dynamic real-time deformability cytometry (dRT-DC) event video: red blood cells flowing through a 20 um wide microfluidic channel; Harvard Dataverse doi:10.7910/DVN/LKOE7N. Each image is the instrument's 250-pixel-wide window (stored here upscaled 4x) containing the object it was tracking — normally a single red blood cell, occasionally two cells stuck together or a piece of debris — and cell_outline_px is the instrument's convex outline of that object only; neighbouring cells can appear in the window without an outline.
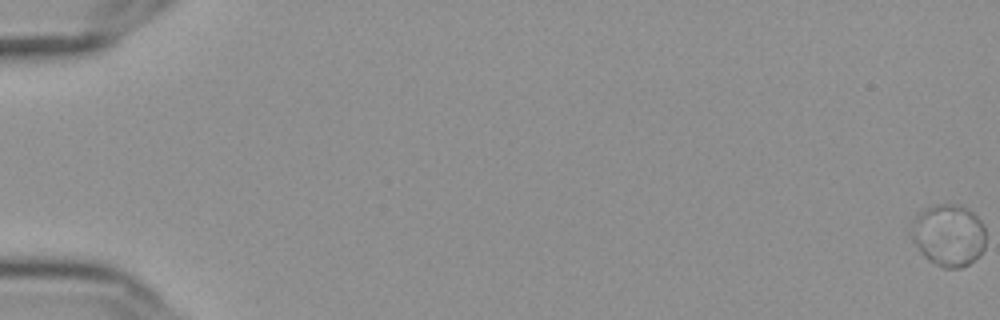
{"species": "Egyptian fruit bat (a non-hibernating species)", "species_latin": "Rousettus aegyptiacus", "temperature_condition": "cold", "stored_images_in_passage": 59, "camera_frame_rate_fps": 3000, "um_per_image_px": 0.085, "frame": {"image": 1, "passage_image": 1, "time_ms": 0.0, "image_size_px": [1000, 320], "cell_outline_px": [[984, 248], [980, 256], [968, 264], [960, 268], [944, 268], [928, 260], [920, 252], [912, 240], [912, 232], [916, 220], [920, 212], [924, 208], [936, 204], [948, 204], [968, 208], [980, 220], [984, 228]], "centroid_in_image_um": [80.65, 20.01], "position_along_channel_um": 4.4, "area_um2": 26.53}}
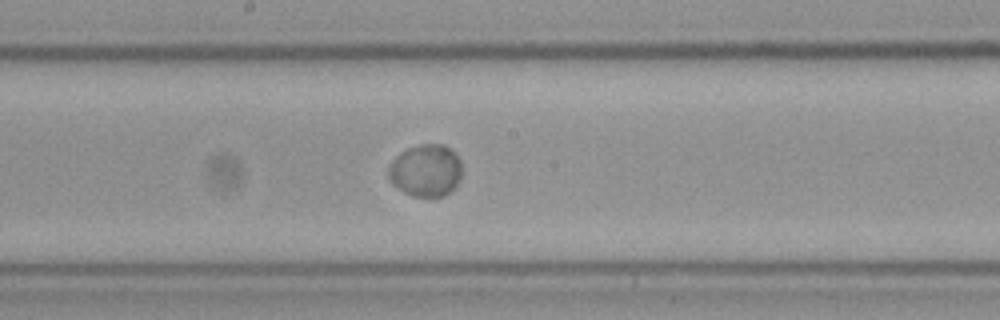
{"frame": {"image": 2, "passage_image": 34, "time_ms": 11.0, "image_size_px": [1000, 320], "cell_outline_px": [[460, 180], [452, 192], [444, 196], [412, 196], [404, 192], [392, 184], [388, 180], [388, 168], [396, 156], [400, 152], [408, 148], [420, 144], [444, 144], [460, 160]], "centroid_in_image_um": [36.17, 14.51], "position_along_channel_um": 212.0, "area_um2": 22.37}}
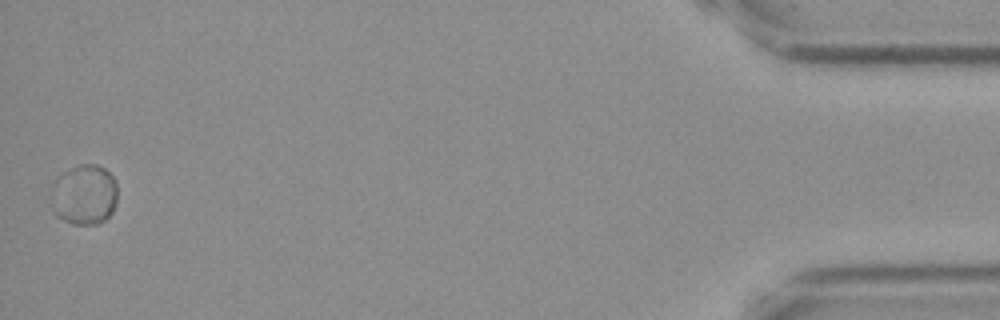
{"frame": {"image": 3, "passage_image": 59, "time_ms": 19.333, "image_size_px": [1000, 320], "cell_outline_px": [[116, 204], [112, 212], [104, 220], [96, 224], [72, 224], [56, 216], [48, 192], [48, 188], [64, 172], [80, 164], [96, 164], [104, 168], [116, 180]], "centroid_in_image_um": [7.13, 16.55], "position_along_channel_um": 428.1, "area_um2": 23.52}, "authors_computed_cell_mechanics": {"area_um2": 23.3512, "velocity_mm_per_s": 3.5709, "shape_relaxation_time_tau1_ms": 2.1505, "shape_relaxation_time_tau2_ms": null, "deformation_change_tau1": 0.0267, "deformation_change_tau2": null}}